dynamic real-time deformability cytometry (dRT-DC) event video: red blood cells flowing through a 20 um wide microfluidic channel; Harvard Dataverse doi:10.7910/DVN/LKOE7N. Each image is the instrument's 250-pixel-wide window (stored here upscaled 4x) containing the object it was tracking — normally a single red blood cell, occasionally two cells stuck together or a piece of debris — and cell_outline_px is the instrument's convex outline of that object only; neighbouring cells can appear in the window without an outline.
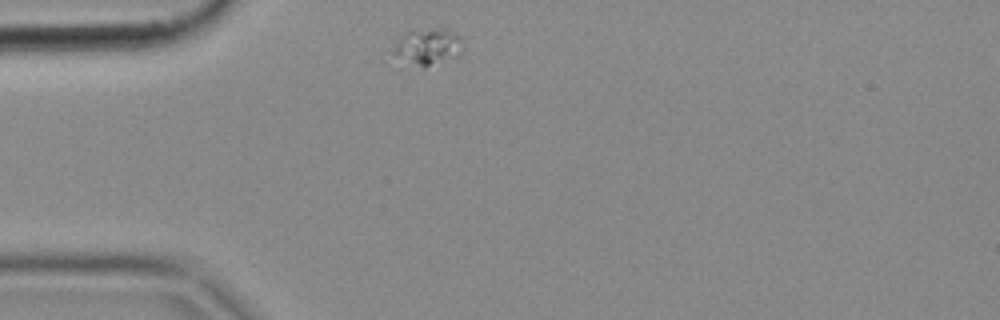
{"species": "common noctule bat (a hibernating species)", "species_latin": "Nyctalus noctula", "temperature_condition": "cold", "stored_images_in_passage": 1, "camera_frame_rate_fps": 3000, "um_per_image_px": 0.085, "animal": {"sex": "female", "body_mass_g": 18.4}, "frame": {"image": 1, "passage_image": 1, "time_ms": 0.0, "image_size_px": [1000, 320], "cell_outline_px": [[460, 56], [424, 68], [392, 56], [392, 48], [408, 32], [444, 28], [460, 36]], "centroid_in_image_um": [36.37, 4.01], "position_along_channel_um": 48.6, "area_um2": 14.33}}